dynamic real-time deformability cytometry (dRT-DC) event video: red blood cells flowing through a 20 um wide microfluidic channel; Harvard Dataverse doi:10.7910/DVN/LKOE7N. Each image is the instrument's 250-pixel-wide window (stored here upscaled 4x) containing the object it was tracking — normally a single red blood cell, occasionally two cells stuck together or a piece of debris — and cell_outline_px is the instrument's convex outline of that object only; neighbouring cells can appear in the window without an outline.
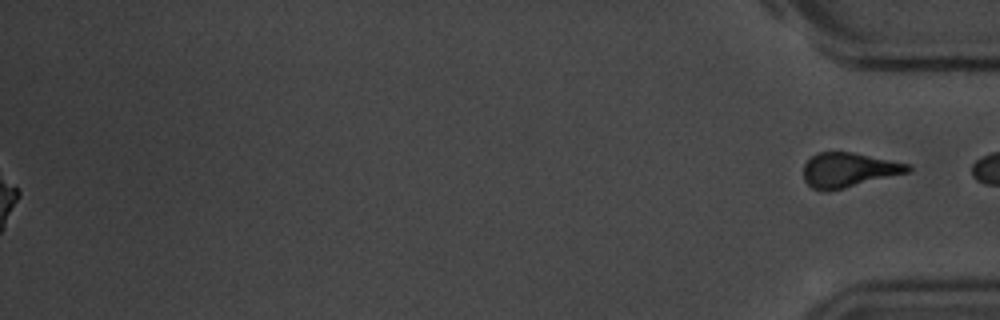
{"species": "common noctule bat (a hibernating species)", "species_latin": "Nyctalus noctula", "temperature_condition": "room temperature", "stored_images_in_passage": 57, "segment_of_instrument_passage": [2, 2], "camera_frame_rate_fps": 3000, "um_per_image_px": 0.085, "animal": {"sex": "male", "body_mass_g": 20.1, "forearm_length_mm": 53.5}, "frame": {"image": 1, "passage_image": 57, "time_ms": 18.667, "image_size_px": [1000, 320], "cell_outline_px": [[912, 172], [828, 192], [824, 192], [812, 188], [804, 180], [804, 164], [812, 156], [820, 152], [852, 152], [912, 164]], "centroid_in_image_um": [72.18, 14.46], "position_along_channel_um": 363.0, "area_um2": 21.33}}